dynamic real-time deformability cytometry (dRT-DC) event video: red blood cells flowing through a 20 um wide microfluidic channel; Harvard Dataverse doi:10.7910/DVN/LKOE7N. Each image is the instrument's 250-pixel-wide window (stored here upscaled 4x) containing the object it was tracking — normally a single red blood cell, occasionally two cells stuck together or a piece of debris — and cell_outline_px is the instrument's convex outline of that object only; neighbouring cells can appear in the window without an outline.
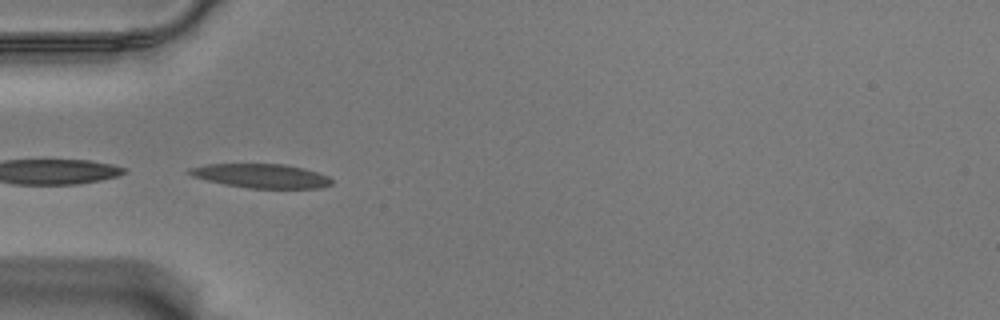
{"species": "Egyptian fruit bat (a non-hibernating species)", "species_latin": "Rousettus aegyptiacus", "temperature_condition": "warm", "stored_images_in_passage": 40, "camera_frame_rate_fps": 3000, "um_per_image_px": 0.085, "animal": {"sex": "male"}, "frame": {"image": 1, "passage_image": 1, "time_ms": 0.0, "image_size_px": [1000, 320], "cell_outline_px": [[332, 184], [320, 188], [248, 188], [224, 184], [192, 176], [184, 172], [188, 168], [204, 164], [284, 164], [316, 172], [328, 176], [332, 180]], "centroid_in_image_um": [22.14, 14.95], "position_along_channel_um": 62.9, "area_um2": 19.88}}
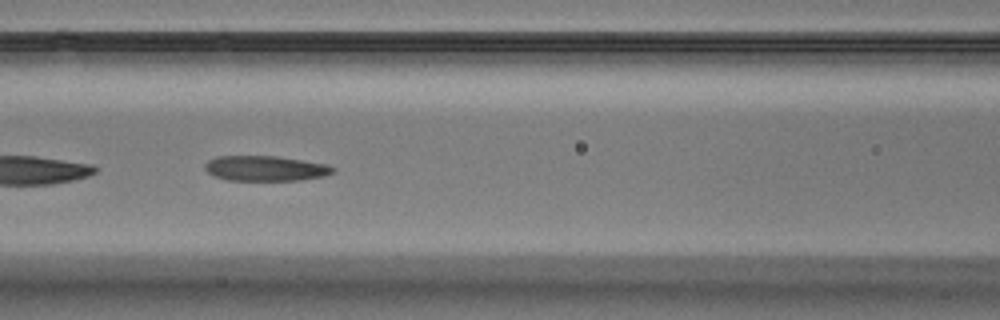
{"frame": {"image": 2, "passage_image": 8, "time_ms": 2.333, "image_size_px": [1000, 320], "cell_outline_px": [[336, 168], [332, 172], [324, 176], [300, 180], [224, 180], [208, 172], [204, 168], [204, 164], [208, 160], [216, 156], [276, 156], [324, 164]], "centroid_in_image_um": [22.51, 14.31], "position_along_channel_um": 144.1, "area_um2": 18.61}}
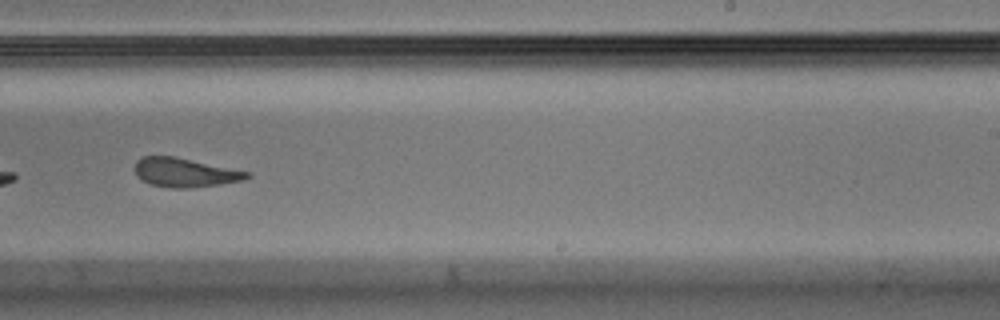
{"frame": {"image": 3, "passage_image": 19, "time_ms": 6.0, "image_size_px": [1000, 320], "cell_outline_px": [[252, 176], [244, 180], [220, 184], [188, 188], [172, 188], [152, 184], [136, 176], [136, 160], [144, 156], [176, 156], [252, 172]], "centroid_in_image_um": [15.78, 14.65], "position_along_channel_um": 273.2, "area_um2": 19.02}, "authors_computed_cell_mechanics": {"area_um2": 19.6809, "velocity_mm_per_s": 3.5347, "shape_relaxation_time_tau1_ms": null, "shape_relaxation_time_tau2_ms": 1.8832, "deformation_change_tau1": null, "deformation_change_tau2": 0.0815}}